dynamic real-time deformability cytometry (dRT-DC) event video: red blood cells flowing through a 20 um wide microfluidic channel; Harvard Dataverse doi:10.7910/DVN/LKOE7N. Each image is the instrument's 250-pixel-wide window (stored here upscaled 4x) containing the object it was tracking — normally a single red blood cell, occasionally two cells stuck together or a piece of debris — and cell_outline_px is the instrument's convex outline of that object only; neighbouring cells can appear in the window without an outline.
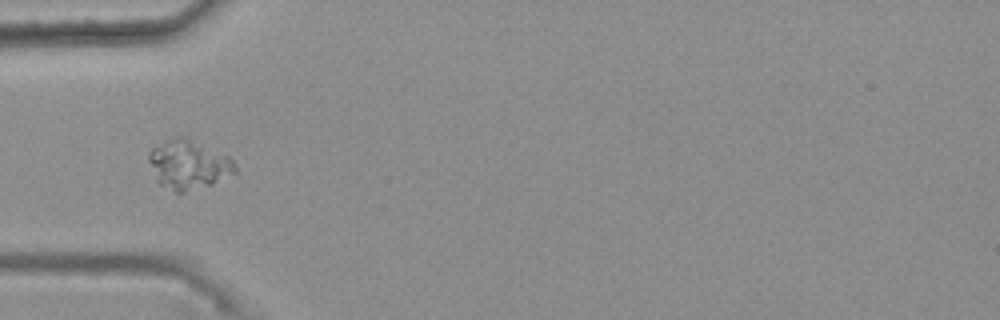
{"species": "common noctule bat (a hibernating species)", "species_latin": "Nyctalus noctula", "temperature_condition": "warm", "stored_images_in_passage": 31, "camera_frame_rate_fps": 3000, "um_per_image_px": 0.085, "animal": {"sex": "female", "body_mass_g": 25.1}, "frame": {"image": 1, "passage_image": 1, "time_ms": 0.0, "image_size_px": [1000, 320], "cell_outline_px": [[236, 172], [212, 184], [184, 192], [176, 192], [160, 184], [156, 180], [148, 160], [148, 152], [152, 148], [176, 136], [184, 136], [228, 156], [236, 164]], "centroid_in_image_um": [16.01, 13.99], "position_along_channel_um": 69.0, "area_um2": 24.33}}
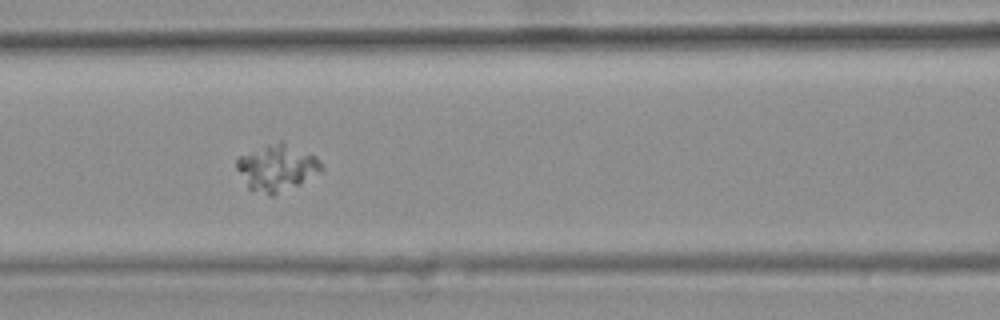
{"frame": {"image": 2, "passage_image": 7, "time_ms": 2.0, "image_size_px": [1000, 320], "cell_outline_px": [[324, 168], [320, 172], [272, 196], [268, 196], [248, 188], [236, 168], [236, 160], [240, 156], [264, 144], [280, 140], [284, 140], [316, 156], [320, 160]], "centroid_in_image_um": [23.52, 14.21], "position_along_channel_um": 143.1, "area_um2": 23.0}}
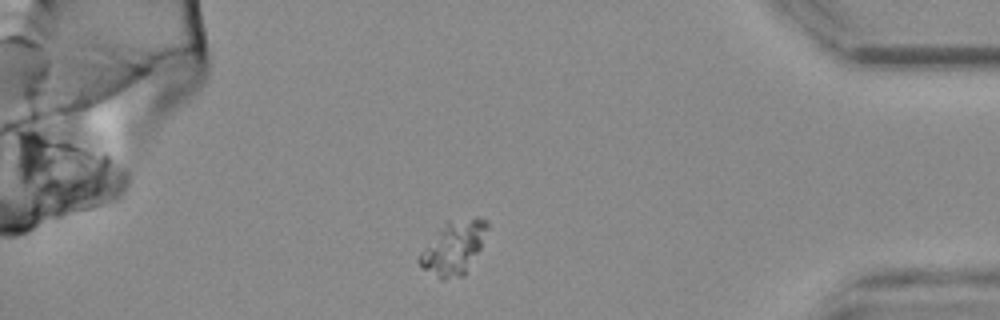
{"frame": {"image": 3, "passage_image": 30, "time_ms": 9.667, "image_size_px": [1000, 320], "cell_outline_px": [[488, 228], [480, 248], [464, 276], [444, 280], [440, 280], [420, 268], [416, 260], [424, 248], [448, 220], [476, 216], [484, 220], [488, 224]], "centroid_in_image_um": [38.54, 21.09], "position_along_channel_um": 396.7, "area_um2": 21.15}}